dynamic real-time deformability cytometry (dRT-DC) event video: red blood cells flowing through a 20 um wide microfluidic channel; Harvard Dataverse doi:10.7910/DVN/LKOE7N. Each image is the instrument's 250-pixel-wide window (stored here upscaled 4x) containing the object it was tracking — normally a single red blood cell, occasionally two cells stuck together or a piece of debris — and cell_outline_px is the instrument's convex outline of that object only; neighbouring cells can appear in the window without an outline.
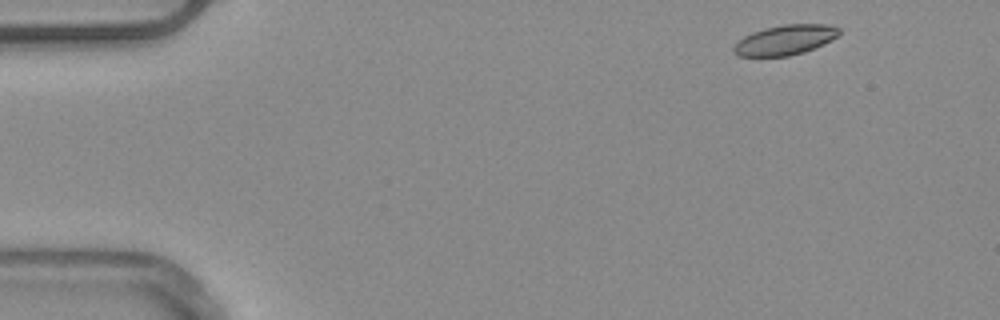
{"species": "common noctule bat (a hibernating species)", "species_latin": "Nyctalus noctula", "temperature_condition": "warm", "stored_images_in_passage": 49, "camera_frame_rate_fps": 3000, "um_per_image_px": 0.085, "animal": {"sex": "male", "body_mass_g": 20.4}, "frame": {"image": 1, "passage_image": 2, "time_ms": 0.333, "image_size_px": [1000, 320], "cell_outline_px": [[840, 32], [832, 40], [804, 52], [788, 56], [740, 56], [732, 52], [732, 48], [744, 36], [752, 32], [764, 28], [784, 24], [824, 24], [840, 28]], "centroid_in_image_um": [66.72, 3.39], "position_along_channel_um": 18.3, "area_um2": 18.26}}
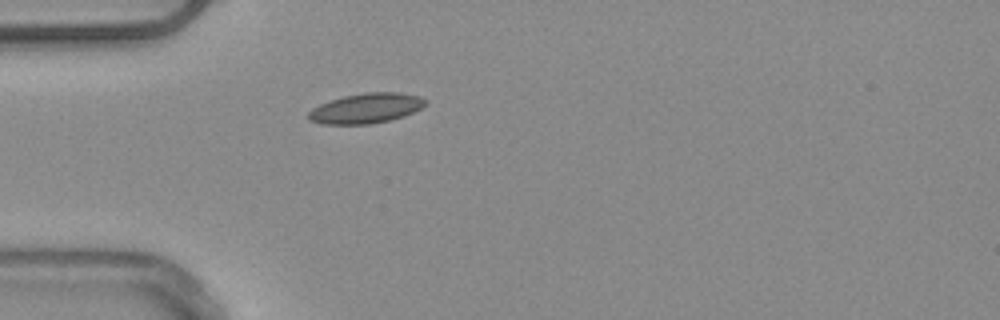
{"frame": {"image": 2, "passage_image": 12, "time_ms": 3.667, "image_size_px": [1000, 320], "cell_outline_px": [[428, 100], [420, 108], [404, 116], [388, 120], [368, 124], [320, 124], [308, 120], [308, 112], [312, 108], [320, 104], [344, 96], [364, 92], [400, 92], [420, 96]], "centroid_in_image_um": [31.1, 9.2], "position_along_channel_um": 53.9, "area_um2": 20.4}}
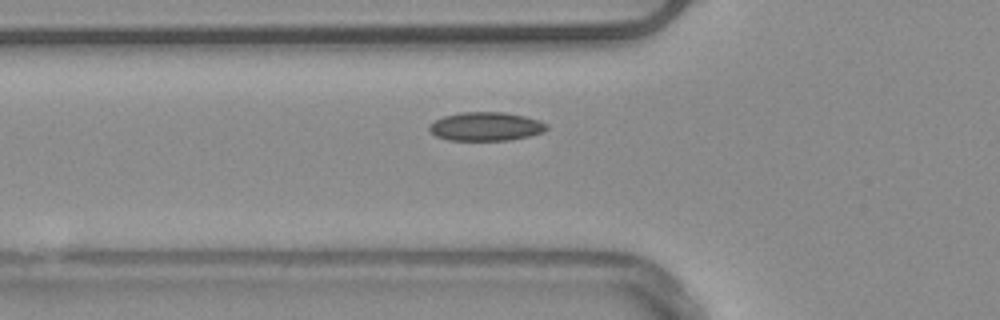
{"frame": {"image": 3, "passage_image": 15, "time_ms": 4.667, "image_size_px": [1000, 320], "cell_outline_px": [[548, 128], [544, 132], [528, 136], [508, 140], [448, 140], [436, 136], [428, 128], [428, 124], [444, 116], [460, 112], [504, 112], [524, 116], [540, 120], [548, 124]], "centroid_in_image_um": [41.31, 10.74], "position_along_channel_um": 84.5, "area_um2": 19.65}, "authors_computed_cell_mechanics": {"area_um2": 18.6694, "velocity_mm_per_s": 3.8708, "shape_relaxation_time_tau1_ms": 8.671, "shape_relaxation_time_tau2_ms": 5.5271, "deformation_change_tau1": 0.1097, "deformation_change_tau2": 0.0793}}